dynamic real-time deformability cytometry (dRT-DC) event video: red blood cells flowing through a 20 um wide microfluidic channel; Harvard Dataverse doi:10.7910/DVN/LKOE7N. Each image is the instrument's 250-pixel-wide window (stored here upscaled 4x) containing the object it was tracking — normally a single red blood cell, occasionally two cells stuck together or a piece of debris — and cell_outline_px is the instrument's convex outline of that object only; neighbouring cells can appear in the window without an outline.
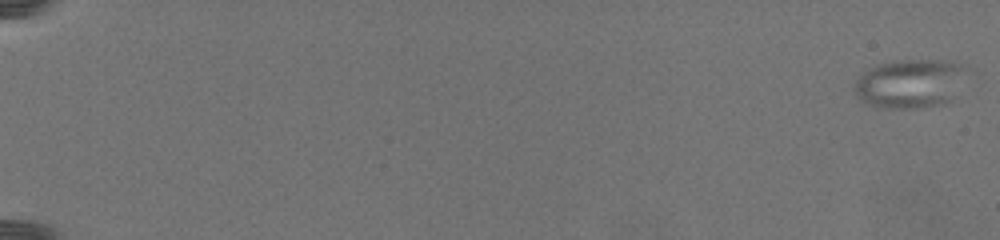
{"species": "common noctule bat (a hibernating species)", "species_latin": "Nyctalus noctula", "temperature_condition": "warm", "stored_images_in_passage": 25, "camera_frame_rate_fps": 3000, "um_per_image_px": 0.085, "animal": {"sex": "female", "body_mass_g": 19.5, "forearm_length_mm": 54.1}, "frame": {"image": 1, "passage_image": 1, "time_ms": 0.0, "image_size_px": [1000, 240], "cell_outline_px": [[960, 68], [948, 100], [944, 104], [916, 108], [876, 108], [860, 100], [856, 92], [856, 80], [868, 68], [876, 64], [896, 60], [932, 60], [960, 64]], "centroid_in_image_um": [77.13, 7.12], "position_along_channel_um": 7.9, "area_um2": 30.35}}
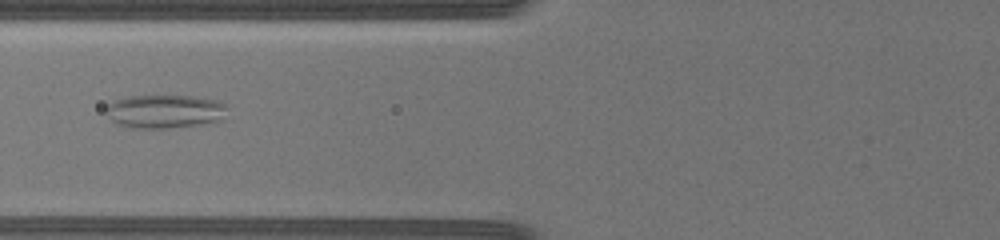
{"frame": {"image": 2, "passage_image": 12, "time_ms": 11.333, "image_size_px": [1000, 240], "cell_outline_px": [[228, 108], [224, 120], [216, 124], [168, 128], [132, 128], [116, 124], [104, 112], [104, 108], [112, 100], [128, 96], [192, 96], [216, 100], [224, 104]], "centroid_in_image_um": [14.04, 9.49], "position_along_channel_um": 111.8, "area_um2": 24.45}}
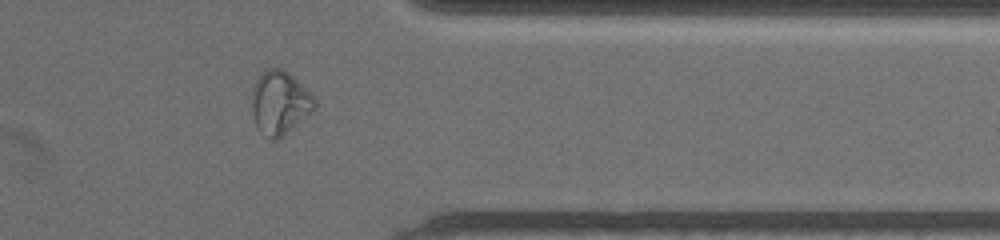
{"frame": {"image": 3, "passage_image": 21, "time_ms": 21.0, "image_size_px": [1000, 240], "cell_outline_px": [[316, 108], [312, 112], [276, 140], [272, 140], [260, 132], [256, 128], [252, 112], [252, 88], [256, 80], [268, 68], [280, 68], [288, 72], [316, 100]], "centroid_in_image_um": [23.75, 8.75], "position_along_channel_um": 387.7, "area_um2": 22.83}}